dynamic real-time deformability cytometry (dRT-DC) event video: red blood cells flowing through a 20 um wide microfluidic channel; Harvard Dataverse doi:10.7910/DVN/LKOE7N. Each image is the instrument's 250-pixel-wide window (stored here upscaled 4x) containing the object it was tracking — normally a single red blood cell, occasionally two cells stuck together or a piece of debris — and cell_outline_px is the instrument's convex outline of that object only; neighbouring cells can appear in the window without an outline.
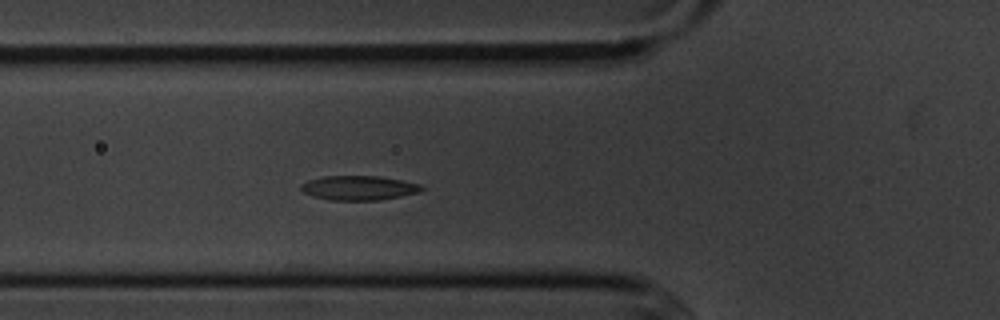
{"species": "common noctule bat (a hibernating species)", "species_latin": "Nyctalus noctula", "temperature_condition": "cold", "stored_images_in_passage": 4, "camera_frame_rate_fps": 3000, "um_per_image_px": 0.085, "animal": {"sex": "male", "body_mass_g": 20.1, "forearm_length_mm": 53.5}, "frame": {"image": 1, "passage_image": 4, "time_ms": 3.333, "image_size_px": [1000, 320], "cell_outline_px": [[424, 188], [420, 192], [380, 200], [328, 200], [312, 196], [304, 192], [300, 188], [300, 184], [308, 180], [324, 176], [380, 176], [420, 184]], "centroid_in_image_um": [30.47, 15.97], "position_along_channel_um": 95.3, "area_um2": 17.17}}